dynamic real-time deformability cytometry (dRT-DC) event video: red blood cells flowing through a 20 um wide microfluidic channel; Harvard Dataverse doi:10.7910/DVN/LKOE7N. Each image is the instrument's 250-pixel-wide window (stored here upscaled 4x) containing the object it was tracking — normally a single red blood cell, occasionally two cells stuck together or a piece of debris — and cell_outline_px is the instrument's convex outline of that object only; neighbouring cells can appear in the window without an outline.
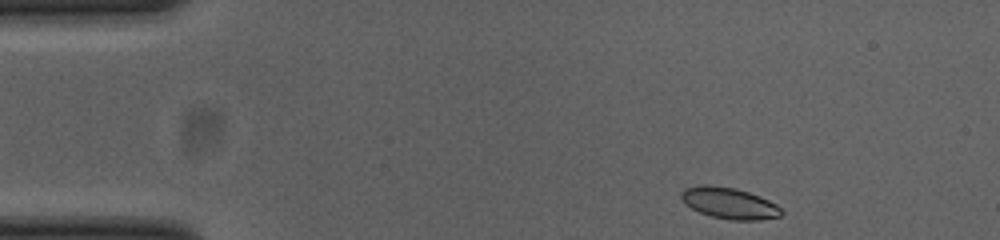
{"species": "common noctule bat (a hibernating species)", "species_latin": "Nyctalus noctula", "temperature_condition": "cold", "stored_images_in_passage": 47, "camera_frame_rate_fps": 3000, "um_per_image_px": 0.085, "animal": {"sex": "female", "body_mass_g": 23.0, "forearm_length_mm": 53.4}, "frame": {"image": 1, "passage_image": 1, "time_ms": 0.0, "image_size_px": [1000, 240], "cell_outline_px": [[784, 212], [780, 216], [760, 220], [732, 220], [712, 216], [700, 212], [684, 204], [680, 196], [680, 192], [684, 188], [704, 184], [708, 184], [736, 188], [748, 192], [768, 200], [776, 204]], "centroid_in_image_um": [61.96, 17.26], "position_along_channel_um": 23.0, "area_um2": 18.26}}
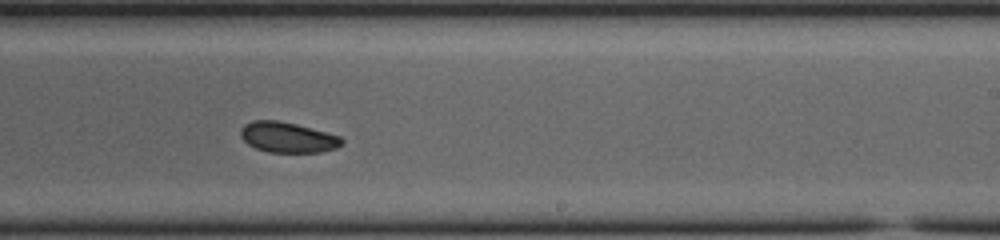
{"frame": {"image": 2, "passage_image": 26, "time_ms": 8.333, "image_size_px": [1000, 240], "cell_outline_px": [[344, 144], [336, 148], [320, 152], [268, 152], [256, 148], [248, 144], [240, 136], [240, 128], [244, 124], [252, 120], [276, 120], [296, 124], [340, 136], [344, 140]], "centroid_in_image_um": [24.44, 11.67], "position_along_channel_um": 264.6, "area_um2": 17.98}}
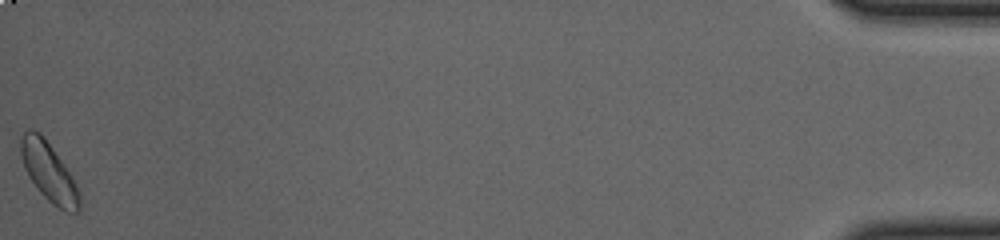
{"frame": {"image": 3, "passage_image": 47, "time_ms": 15.333, "image_size_px": [1000, 240], "cell_outline_px": [[80, 212], [64, 212], [52, 204], [40, 192], [28, 176], [24, 168], [20, 156], [20, 140], [24, 132], [28, 128], [32, 128], [40, 132], [44, 136], [72, 176], [80, 192]], "centroid_in_image_um": [4.14, 14.62], "position_along_channel_um": 431.1, "area_um2": 20.35}, "authors_computed_cell_mechanics": {"area_um2": 18.5538, "velocity_mm_per_s": 3.828, "shape_relaxation_time_tau1_ms": 3.8593, "shape_relaxation_time_tau2_ms": null, "deformation_change_tau1": 0.0667, "deformation_change_tau2": null}}